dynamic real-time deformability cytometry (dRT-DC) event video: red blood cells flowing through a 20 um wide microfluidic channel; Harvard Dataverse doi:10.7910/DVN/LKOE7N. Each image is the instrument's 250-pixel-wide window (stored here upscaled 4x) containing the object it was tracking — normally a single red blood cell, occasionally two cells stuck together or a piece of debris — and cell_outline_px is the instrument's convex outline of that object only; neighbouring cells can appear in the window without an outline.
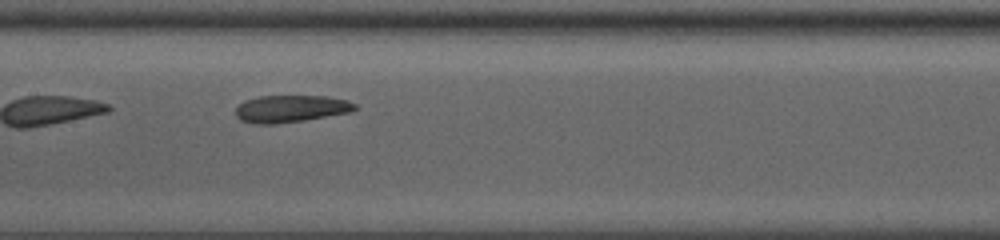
{"species": "common noctule bat (a hibernating species)", "species_latin": "Nyctalus noctula", "temperature_condition": "room temperature", "stored_images_in_passage": 26, "camera_frame_rate_fps": 3000, "um_per_image_px": 0.085, "animal": {"sex": "male", "body_mass_g": 13.0, "forearm_length_mm": 53.1}, "frame": {"image": 1, "passage_image": 12, "time_ms": 3.667, "image_size_px": [1000, 240], "cell_outline_px": [[356, 108], [348, 112], [304, 120], [276, 124], [252, 124], [240, 120], [236, 116], [236, 108], [244, 100], [260, 96], [328, 96], [348, 100], [356, 104]], "centroid_in_image_um": [24.68, 9.24], "position_along_channel_um": 182.7, "area_um2": 18.84}}
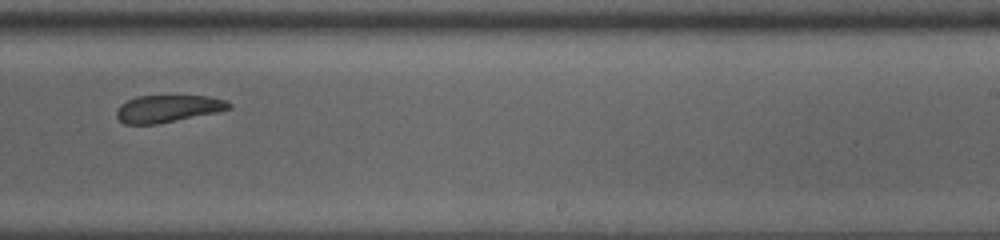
{"frame": {"image": 2, "passage_image": 19, "time_ms": 6.0, "image_size_px": [1000, 240], "cell_outline_px": [[232, 108], [216, 112], [156, 124], [124, 124], [116, 116], [116, 108], [120, 104], [136, 96], [208, 96], [224, 100], [232, 104]], "centroid_in_image_um": [14.23, 9.23], "position_along_channel_um": 274.8, "area_um2": 17.69}}
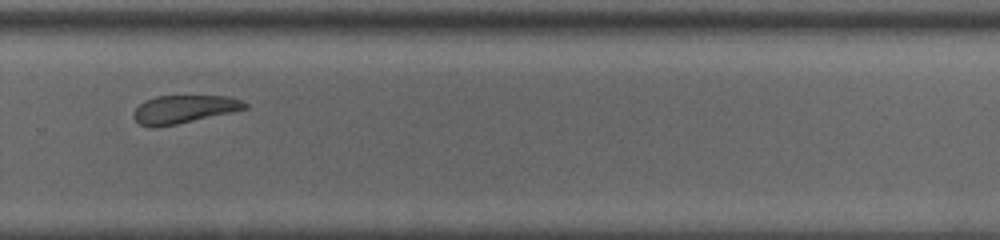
{"frame": {"image": 3, "passage_image": 22, "time_ms": 7.0, "image_size_px": [1000, 240], "cell_outline_px": [[248, 108], [232, 112], [176, 124], [156, 128], [152, 128], [140, 124], [132, 116], [132, 112], [144, 100], [156, 96], [228, 96], [240, 100], [248, 104]], "centroid_in_image_um": [15.6, 9.29], "position_along_channel_um": 314.2, "area_um2": 18.21}}